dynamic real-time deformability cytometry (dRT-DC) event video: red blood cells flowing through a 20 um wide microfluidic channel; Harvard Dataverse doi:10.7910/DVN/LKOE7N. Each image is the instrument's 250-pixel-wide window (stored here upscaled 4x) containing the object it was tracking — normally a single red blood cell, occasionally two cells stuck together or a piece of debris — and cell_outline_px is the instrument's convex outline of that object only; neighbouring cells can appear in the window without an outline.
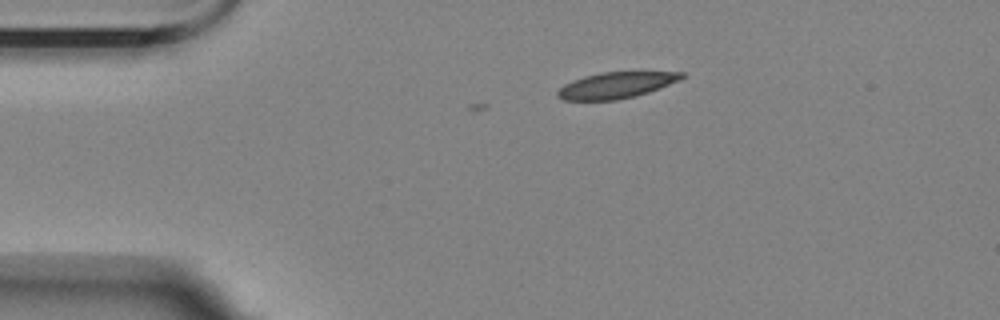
{"species": "Egyptian fruit bat (a non-hibernating species)", "species_latin": "Rousettus aegyptiacus", "temperature_condition": "room temperature", "stored_images_in_passage": 5, "camera_frame_rate_fps": 3000, "um_per_image_px": 0.085, "animal": {"sex": "female"}, "frame": {"image": 1, "passage_image": 1, "time_ms": 0.0, "image_size_px": [1000, 320], "cell_outline_px": [[684, 76], [680, 80], [648, 92], [616, 100], [564, 100], [556, 96], [556, 92], [564, 84], [572, 80], [584, 76], [600, 72], [684, 72]], "centroid_in_image_um": [52.32, 7.24], "position_along_channel_um": 32.7, "area_um2": 18.73}}
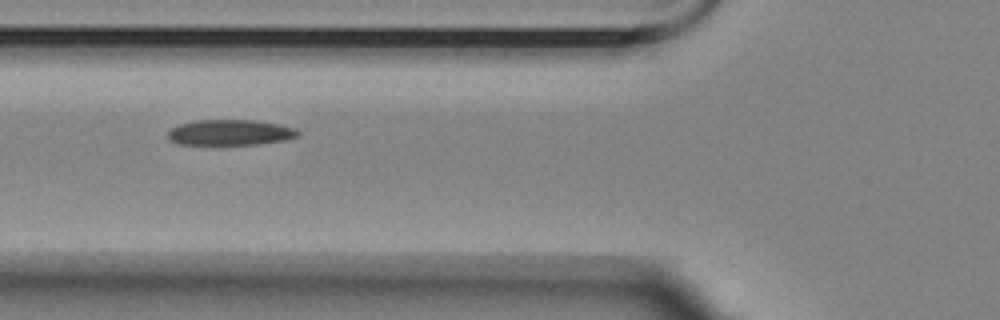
{"frame": {"image": 2, "passage_image": 4, "time_ms": 3.333, "image_size_px": [1000, 320], "cell_outline_px": [[300, 132], [296, 136], [284, 140], [260, 144], [180, 144], [168, 140], [168, 132], [172, 128], [180, 124], [196, 120], [252, 120], [280, 124], [296, 128]], "centroid_in_image_um": [19.57, 11.25], "position_along_channel_um": 106.2, "area_um2": 19.31}}
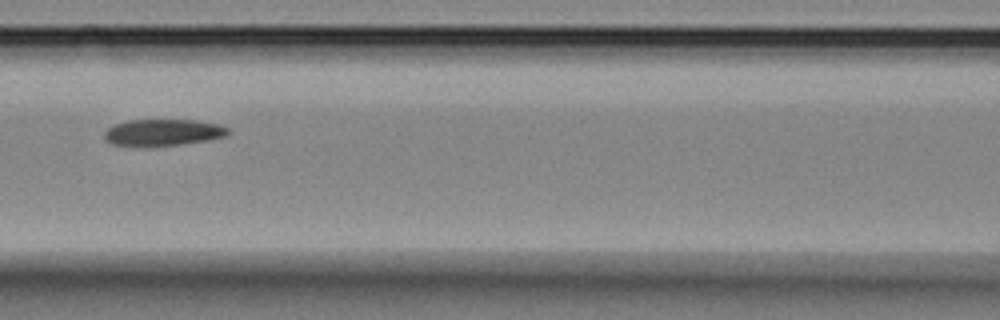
{"frame": {"image": 3, "passage_image": 5, "time_ms": 4.667, "image_size_px": [1000, 320], "cell_outline_px": [[228, 132], [224, 136], [204, 140], [176, 144], [112, 144], [104, 140], [104, 132], [112, 124], [128, 120], [196, 120], [216, 124], [228, 128]], "centroid_in_image_um": [13.79, 11.21], "position_along_channel_um": 152.8, "area_um2": 18.32}}